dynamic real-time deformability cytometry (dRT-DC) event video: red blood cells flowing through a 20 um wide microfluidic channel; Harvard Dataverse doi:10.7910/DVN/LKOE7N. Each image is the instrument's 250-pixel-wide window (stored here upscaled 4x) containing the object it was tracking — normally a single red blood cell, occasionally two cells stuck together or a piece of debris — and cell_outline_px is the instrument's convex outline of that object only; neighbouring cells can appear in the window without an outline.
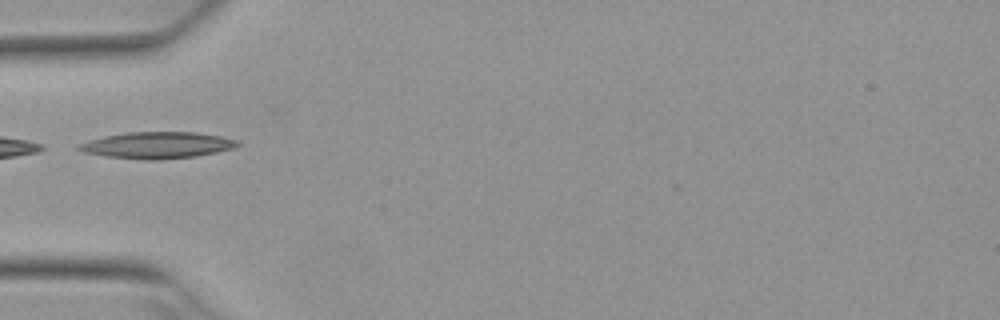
{"species": "Egyptian fruit bat (a non-hibernating species)", "species_latin": "Rousettus aegyptiacus", "temperature_condition": "warm", "stored_images_in_passage": 2, "camera_frame_rate_fps": 3000, "um_per_image_px": 0.085, "animal": {"sex": "female"}, "frame": {"image": 1, "passage_image": 1, "time_ms": 0.0, "image_size_px": [1000, 320], "cell_outline_px": [[240, 144], [232, 148], [216, 152], [196, 156], [160, 160], [144, 160], [104, 156], [84, 152], [76, 148], [80, 144], [88, 140], [104, 136], [128, 132], [196, 132], [220, 136], [236, 140]], "centroid_in_image_um": [13.34, 12.34], "position_along_channel_um": 71.7, "area_um2": 24.45}}
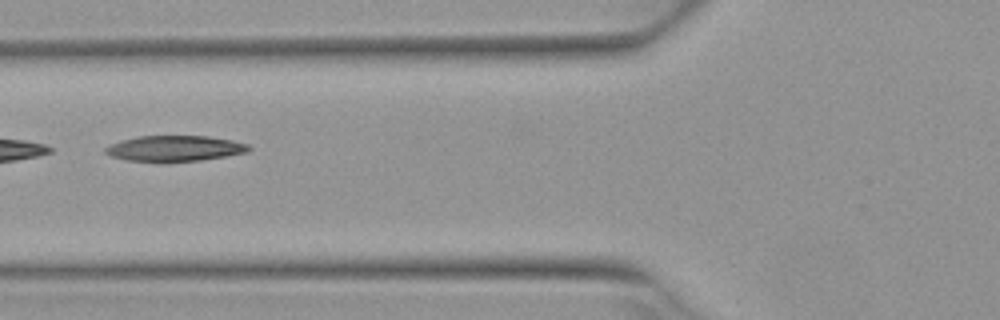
{"frame": {"image": 2, "passage_image": 2, "time_ms": 0.333, "image_size_px": [1000, 320], "cell_outline_px": [[252, 148], [248, 152], [228, 156], [200, 160], [128, 160], [112, 156], [104, 152], [104, 148], [112, 144], [136, 136], [208, 136], [232, 140], [248, 144]], "centroid_in_image_um": [14.92, 12.59], "position_along_channel_um": 110.9, "area_um2": 20.92}}